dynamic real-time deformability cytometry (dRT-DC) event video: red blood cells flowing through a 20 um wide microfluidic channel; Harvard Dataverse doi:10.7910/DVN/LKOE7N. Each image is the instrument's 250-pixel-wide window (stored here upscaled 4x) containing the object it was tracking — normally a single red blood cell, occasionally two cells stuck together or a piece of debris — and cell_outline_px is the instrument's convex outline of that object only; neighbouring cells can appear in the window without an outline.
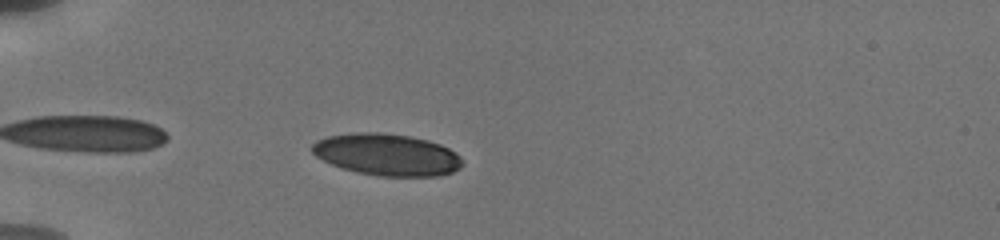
{"species": "human", "species_latin": "Homo sapiens", "temperature_condition": "cold", "stored_images_in_passage": 7, "camera_frame_rate_fps": 3000, "um_per_image_px": 0.085, "donor": {"sex": "male"}, "frame": {"image": 1, "passage_image": 1, "time_ms": 0.0, "image_size_px": [1000, 240], "cell_outline_px": [[464, 164], [460, 168], [452, 172], [440, 176], [380, 176], [356, 172], [332, 164], [316, 156], [312, 152], [312, 144], [316, 140], [328, 136], [360, 132], [380, 132], [408, 136], [428, 140], [440, 144], [456, 152], [464, 160]], "centroid_in_image_um": [32.93, 13.15], "position_along_channel_um": 52.1, "area_um2": 36.65}}
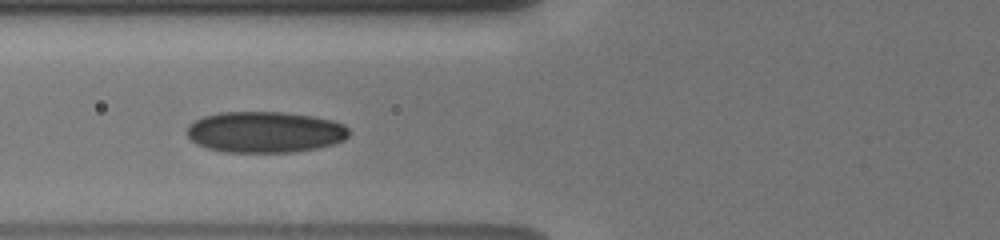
{"frame": {"image": 2, "passage_image": 4, "time_ms": 2.0, "image_size_px": [1000, 240], "cell_outline_px": [[348, 136], [344, 140], [336, 144], [316, 148], [292, 152], [224, 152], [208, 148], [196, 144], [188, 136], [188, 128], [196, 120], [204, 116], [220, 112], [284, 112], [312, 116], [332, 120], [344, 124], [348, 128]], "centroid_in_image_um": [22.56, 11.23], "position_along_channel_um": 103.2, "area_um2": 38.78}}
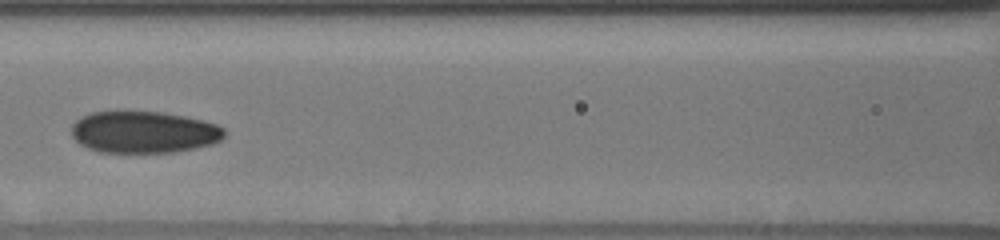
{"frame": {"image": 3, "passage_image": 6, "time_ms": 3.333, "image_size_px": [1000, 240], "cell_outline_px": [[224, 136], [220, 140], [212, 144], [196, 148], [172, 152], [100, 152], [88, 148], [80, 144], [72, 136], [72, 124], [80, 116], [92, 112], [164, 112], [184, 116], [216, 124], [224, 128]], "centroid_in_image_um": [12.2, 11.23], "position_along_channel_um": 154.4, "area_um2": 37.11}}